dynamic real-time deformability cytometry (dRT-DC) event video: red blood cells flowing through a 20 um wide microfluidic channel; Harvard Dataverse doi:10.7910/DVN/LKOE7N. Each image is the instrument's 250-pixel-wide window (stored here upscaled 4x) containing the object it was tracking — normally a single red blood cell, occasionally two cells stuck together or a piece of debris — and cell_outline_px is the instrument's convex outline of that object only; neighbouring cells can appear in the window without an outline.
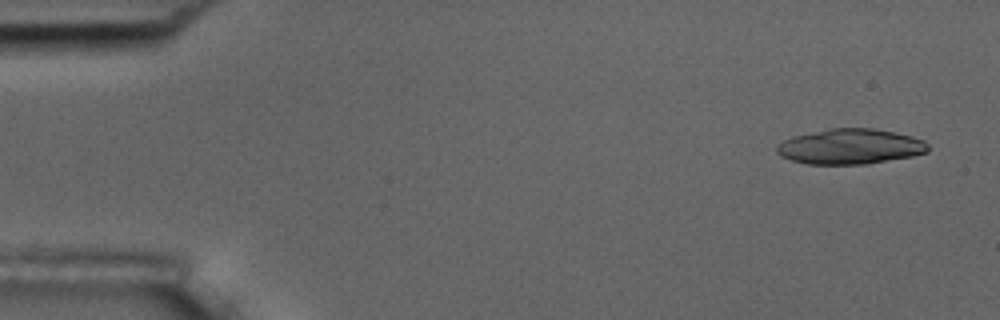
{"species": "common noctule bat (a hibernating species)", "species_latin": "Nyctalus noctula", "temperature_condition": "room temperature", "stored_images_in_passage": 6, "camera_frame_rate_fps": 3000, "um_per_image_px": 0.085, "animal": {"sex": "male", "body_mass_g": 17.5, "forearm_length_mm": 52.3}, "frame": {"image": 1, "passage_image": 1, "time_ms": 0.0, "image_size_px": [1000, 320], "cell_outline_px": [[928, 152], [912, 156], [864, 164], [808, 164], [792, 160], [780, 156], [776, 152], [776, 144], [792, 136], [832, 128], [872, 128], [912, 136], [924, 140], [928, 144]], "centroid_in_image_um": [72.25, 12.45], "position_along_channel_um": 12.8, "area_um2": 30.98}}